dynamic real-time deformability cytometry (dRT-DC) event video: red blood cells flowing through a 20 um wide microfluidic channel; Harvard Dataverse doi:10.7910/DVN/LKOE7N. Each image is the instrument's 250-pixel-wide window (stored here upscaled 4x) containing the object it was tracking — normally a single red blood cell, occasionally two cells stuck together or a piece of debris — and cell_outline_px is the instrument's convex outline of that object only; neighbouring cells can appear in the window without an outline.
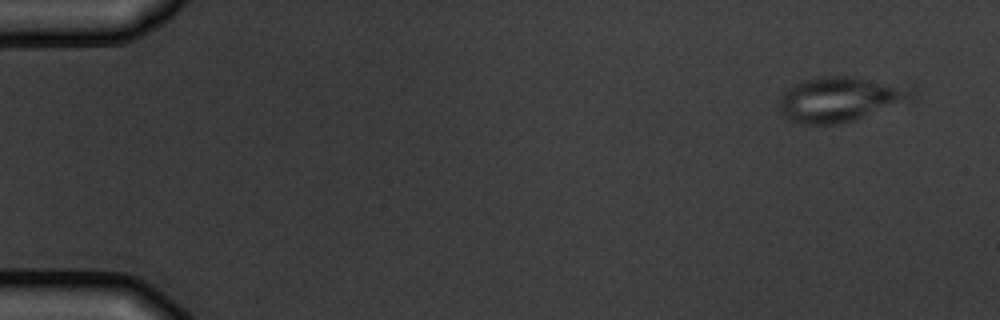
{"species": "common noctule bat (a hibernating species)", "species_latin": "Nyctalus noctula", "temperature_condition": "warm", "stored_images_in_passage": 4, "camera_frame_rate_fps": 3000, "um_per_image_px": 0.085, "animal": {"sex": "male", "body_mass_g": 19.5, "forearm_length_mm": 54.6}, "frame": {"image": 1, "passage_image": 1, "time_ms": 0.0, "image_size_px": [1000, 320], "cell_outline_px": [[920, 96], [916, 100], [856, 120], [840, 124], [800, 124], [788, 120], [776, 108], [776, 100], [792, 84], [800, 80], [820, 76], [856, 76], [916, 80]], "centroid_in_image_um": [71.69, 8.36], "position_along_channel_um": 13.3, "area_um2": 38.15}}